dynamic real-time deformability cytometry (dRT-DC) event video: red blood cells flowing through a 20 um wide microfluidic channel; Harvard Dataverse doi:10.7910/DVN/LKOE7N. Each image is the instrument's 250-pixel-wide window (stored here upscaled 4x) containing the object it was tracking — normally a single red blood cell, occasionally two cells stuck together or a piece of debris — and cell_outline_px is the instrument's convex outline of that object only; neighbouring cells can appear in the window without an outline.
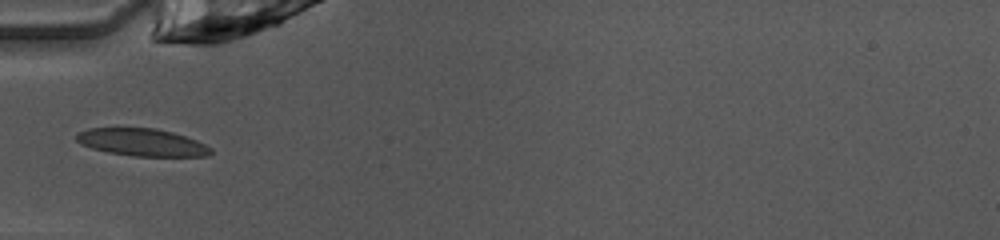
{"species": "common noctule bat (a hibernating species)", "species_latin": "Nyctalus noctula", "temperature_condition": "warm", "stored_images_in_passage": 34, "camera_frame_rate_fps": 3000, "um_per_image_px": 0.085, "animal": {"sex": "female", "body_mass_g": 10.0, "forearm_length_mm": 53.1}, "frame": {"image": 1, "passage_image": 1, "time_ms": 0.0, "image_size_px": [1000, 240], "cell_outline_px": [[212, 152], [208, 156], [132, 156], [108, 152], [92, 148], [80, 144], [76, 140], [76, 132], [88, 128], [116, 124], [156, 128], [172, 132], [196, 140], [212, 148]], "centroid_in_image_um": [11.96, 12.04], "position_along_channel_um": 73.0, "area_um2": 22.48}}
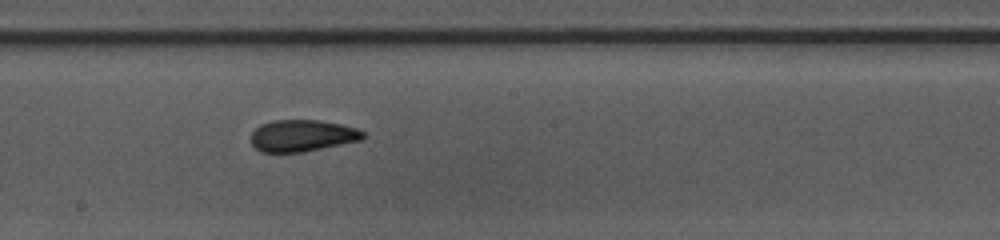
{"frame": {"image": 2, "passage_image": 12, "time_ms": 3.667, "image_size_px": [1000, 240], "cell_outline_px": [[364, 136], [360, 140], [304, 152], [260, 152], [252, 144], [252, 132], [260, 124], [272, 120], [320, 120], [344, 124], [356, 128], [364, 132]], "centroid_in_image_um": [25.69, 11.52], "position_along_channel_um": 222.5, "area_um2": 20.75}}
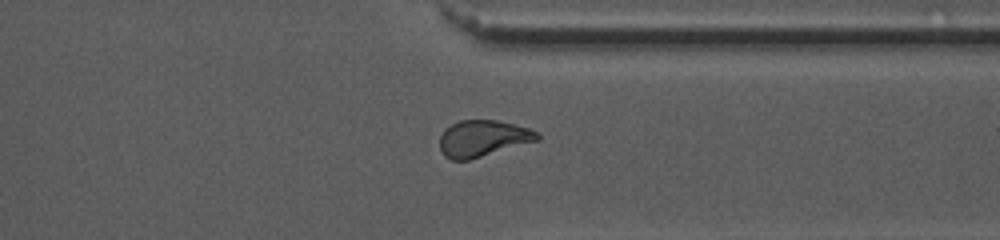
{"frame": {"image": 3, "passage_image": 23, "time_ms": 7.333, "image_size_px": [1000, 240], "cell_outline_px": [[540, 140], [468, 160], [452, 160], [444, 156], [440, 148], [440, 136], [444, 128], [460, 120], [496, 120], [528, 128], [536, 132], [540, 136]], "centroid_in_image_um": [41.02, 11.77], "position_along_channel_um": 370.4, "area_um2": 20.63}, "authors_computed_cell_mechanics": {"area_um2": 21.097, "velocity_mm_per_s": 4.0459, "shape_relaxation_time_tau1_ms": 6.9231, "shape_relaxation_time_tau2_ms": 1.1983, "deformation_change_tau1": 0.1824, "deformation_change_tau2": 0.0611}}